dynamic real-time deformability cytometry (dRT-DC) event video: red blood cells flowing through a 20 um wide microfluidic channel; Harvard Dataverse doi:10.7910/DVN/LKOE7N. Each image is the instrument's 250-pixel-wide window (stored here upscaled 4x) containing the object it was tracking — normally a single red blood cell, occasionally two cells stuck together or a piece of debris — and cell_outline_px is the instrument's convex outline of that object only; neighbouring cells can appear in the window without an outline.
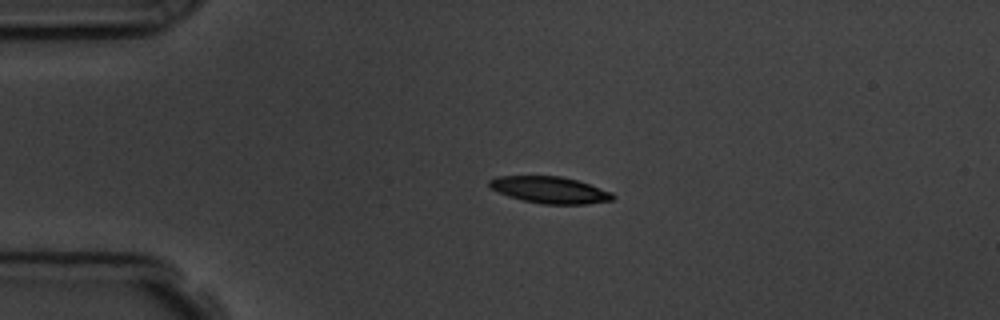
{"species": "common noctule bat (a hibernating species)", "species_latin": "Nyctalus noctula", "temperature_condition": "room temperature", "stored_images_in_passage": 2, "camera_frame_rate_fps": 3000, "um_per_image_px": 0.085, "animal": {"sex": "male", "body_mass_g": 19.5, "forearm_length_mm": 54.6}, "frame": {"image": 1, "passage_image": 1, "time_ms": 0.0, "image_size_px": [1000, 320], "cell_outline_px": [[616, 196], [612, 200], [588, 204], [544, 204], [524, 200], [508, 196], [492, 188], [488, 184], [488, 180], [496, 176], [560, 176], [576, 180], [612, 192]], "centroid_in_image_um": [46.74, 16.14], "position_along_channel_um": 38.3, "area_um2": 19.02}}